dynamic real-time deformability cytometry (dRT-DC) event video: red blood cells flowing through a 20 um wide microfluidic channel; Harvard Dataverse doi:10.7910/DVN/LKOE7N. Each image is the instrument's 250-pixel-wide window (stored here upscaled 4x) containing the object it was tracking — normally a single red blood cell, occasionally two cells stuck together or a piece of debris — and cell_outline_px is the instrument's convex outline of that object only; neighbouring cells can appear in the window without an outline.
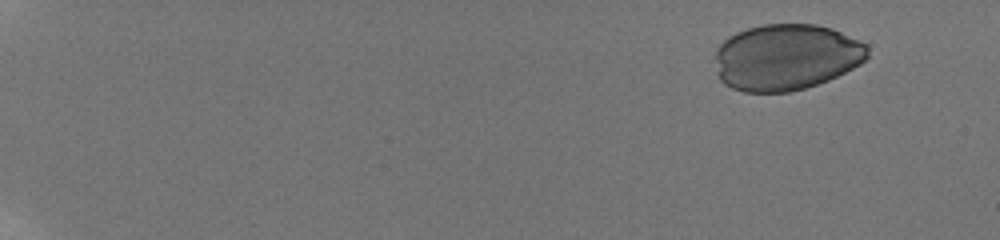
{"species": "human", "species_latin": "Homo sapiens", "temperature_condition": "room temperature", "stored_images_in_passage": 18, "camera_frame_rate_fps": 3000, "um_per_image_px": 0.085, "donor": {"sex": "male"}, "frame": {"image": 1, "passage_image": 1, "time_ms": 0.0, "image_size_px": [1000, 240], "cell_outline_px": [[868, 56], [860, 64], [828, 80], [804, 88], [788, 92], [744, 92], [732, 88], [724, 84], [720, 80], [716, 60], [716, 48], [728, 36], [736, 32], [748, 28], [764, 24], [816, 24], [832, 28], [868, 44]], "centroid_in_image_um": [66.83, 4.85], "position_along_channel_um": 18.2, "area_um2": 58.9}}